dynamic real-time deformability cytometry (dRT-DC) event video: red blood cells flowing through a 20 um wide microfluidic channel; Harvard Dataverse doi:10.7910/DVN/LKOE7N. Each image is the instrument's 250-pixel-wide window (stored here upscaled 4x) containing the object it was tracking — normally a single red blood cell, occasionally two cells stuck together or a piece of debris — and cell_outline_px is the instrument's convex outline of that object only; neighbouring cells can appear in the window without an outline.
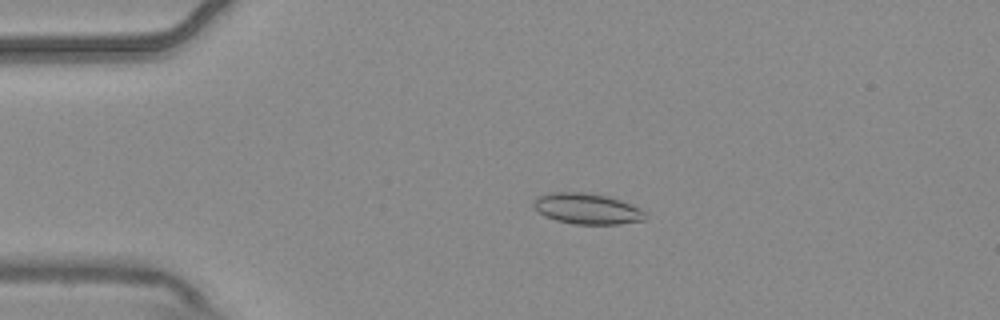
{"species": "common noctule bat (a hibernating species)", "species_latin": "Nyctalus noctula", "temperature_condition": "warm", "stored_images_in_passage": 5, "camera_frame_rate_fps": 3000, "um_per_image_px": 0.085, "animal": {"sex": "male", "body_mass_g": 20.4}, "frame": {"image": 1, "passage_image": 4, "time_ms": 1.0, "image_size_px": [1000, 320], "cell_outline_px": [[648, 216], [644, 220], [620, 224], [576, 224], [556, 220], [544, 216], [532, 204], [536, 196], [548, 192], [584, 192], [608, 196], [620, 200], [640, 208]], "centroid_in_image_um": [49.89, 17.73], "position_along_channel_um": 35.1, "area_um2": 20.11}}